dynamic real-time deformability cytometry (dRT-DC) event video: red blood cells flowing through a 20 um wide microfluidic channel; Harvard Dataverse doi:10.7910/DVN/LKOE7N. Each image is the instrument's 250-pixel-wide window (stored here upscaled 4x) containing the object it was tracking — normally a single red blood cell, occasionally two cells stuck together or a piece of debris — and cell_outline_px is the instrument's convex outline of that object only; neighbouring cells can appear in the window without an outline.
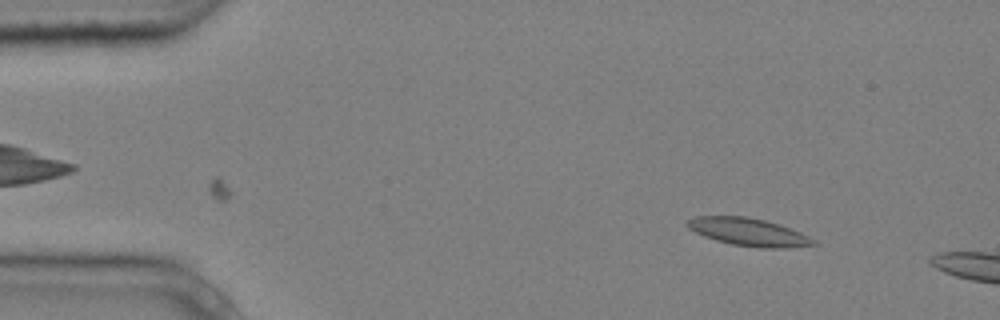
{"species": "common noctule bat (a hibernating species)", "species_latin": "Nyctalus noctula", "temperature_condition": "cold", "stored_images_in_passage": 2, "camera_frame_rate_fps": 3000, "um_per_image_px": 0.085, "animal": {"sex": "male", "body_mass_g": 20.4}, "frame": {"image": 1, "passage_image": 1, "time_ms": 0.0, "image_size_px": [1000, 320], "cell_outline_px": [[820, 244], [784, 248], [760, 248], [732, 244], [716, 240], [704, 236], [688, 228], [684, 224], [688, 220], [696, 216], [744, 216], [764, 220], [800, 232], [816, 240]], "centroid_in_image_um": [63.62, 19.73], "position_along_channel_um": 21.4, "area_um2": 20.23}}